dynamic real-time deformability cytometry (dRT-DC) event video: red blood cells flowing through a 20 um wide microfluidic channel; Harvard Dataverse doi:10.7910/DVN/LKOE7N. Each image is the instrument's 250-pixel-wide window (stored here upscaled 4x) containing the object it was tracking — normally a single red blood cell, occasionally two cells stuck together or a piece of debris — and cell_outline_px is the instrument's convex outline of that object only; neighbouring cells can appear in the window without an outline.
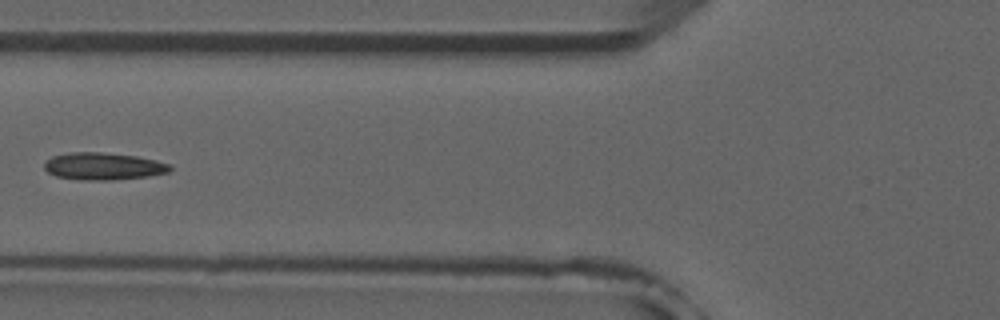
{"species": "common noctule bat (a hibernating species)", "species_latin": "Nyctalus noctula", "temperature_condition": "room temperature", "stored_images_in_passage": 5, "camera_frame_rate_fps": 3000, "um_per_image_px": 0.085, "animal": {"sex": "male", "forearm_length_mm": 52.5}, "frame": {"image": 1, "passage_image": 4, "time_ms": 4.333, "image_size_px": [1000, 320], "cell_outline_px": [[172, 168], [168, 172], [148, 176], [112, 180], [84, 180], [56, 176], [48, 172], [44, 168], [44, 160], [52, 156], [68, 152], [104, 152], [136, 156], [156, 160], [172, 164]], "centroid_in_image_um": [8.77, 14.12], "position_along_channel_um": 117.0, "area_um2": 20.11}}
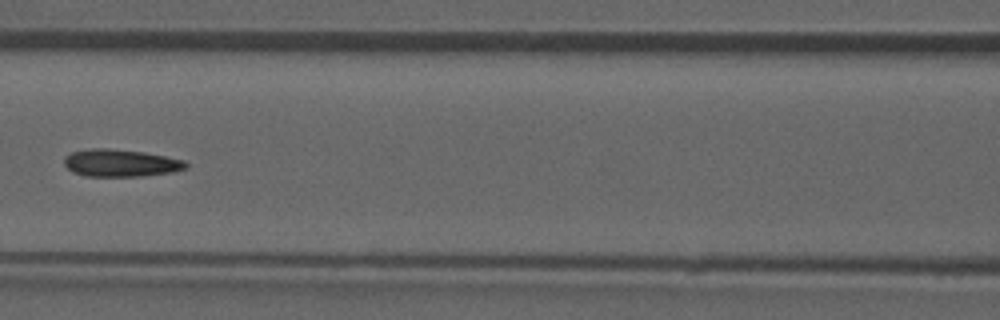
{"frame": {"image": 2, "passage_image": 5, "time_ms": 5.333, "image_size_px": [1000, 320], "cell_outline_px": [[188, 168], [172, 172], [140, 176], [84, 176], [72, 172], [64, 164], [64, 156], [72, 152], [92, 148], [108, 148], [144, 152], [184, 160], [188, 164]], "centroid_in_image_um": [10.24, 13.85], "position_along_channel_um": 156.4, "area_um2": 19.42}}